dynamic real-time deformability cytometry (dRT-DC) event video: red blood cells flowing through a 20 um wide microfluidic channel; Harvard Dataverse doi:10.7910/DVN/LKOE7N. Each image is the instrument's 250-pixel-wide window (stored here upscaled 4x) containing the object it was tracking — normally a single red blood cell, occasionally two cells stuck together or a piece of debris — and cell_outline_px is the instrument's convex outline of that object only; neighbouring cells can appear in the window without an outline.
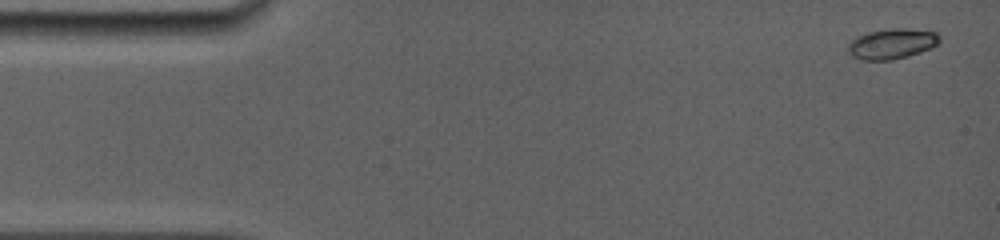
{"species": "common noctule bat (a hibernating species)", "species_latin": "Nyctalus noctula", "temperature_condition": "room temperature", "stored_images_in_passage": 33, "camera_frame_rate_fps": 5000, "um_per_image_px": 0.085, "animal": {"sex": "female", "body_mass_g": 19.0, "forearm_length_mm": 56.7}, "frame": {"image": 1, "passage_image": 1, "time_ms": 0.0, "image_size_px": [1000, 240], "cell_outline_px": [[940, 40], [932, 48], [908, 56], [892, 60], [860, 60], [852, 56], [848, 52], [848, 44], [856, 36], [868, 32], [888, 28], [904, 28], [936, 32], [940, 36]], "centroid_in_image_um": [75.79, 3.72], "position_along_channel_um": 9.2, "area_um2": 16.3}}
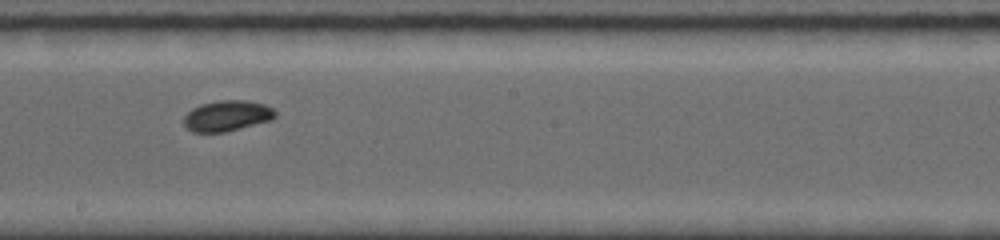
{"frame": {"image": 2, "passage_image": 19, "time_ms": 8.6, "image_size_px": [1000, 240], "cell_outline_px": [[276, 116], [272, 120], [228, 132], [192, 132], [184, 124], [184, 116], [192, 108], [200, 104], [220, 100], [248, 100], [264, 104], [272, 108], [276, 112]], "centroid_in_image_um": [19.32, 9.84], "position_along_channel_um": 228.9, "area_um2": 16.53}}
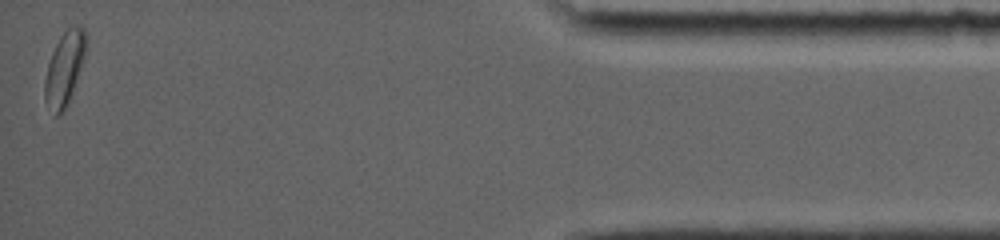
{"frame": {"image": 3, "passage_image": 33, "time_ms": 15.4, "image_size_px": [1000, 240], "cell_outline_px": [[88, 40], [84, 56], [68, 100], [64, 108], [56, 116], [52, 116], [44, 100], [44, 80], [48, 64], [52, 52], [60, 36], [72, 24], [80, 24], [84, 28], [88, 36]], "centroid_in_image_um": [5.47, 5.75], "position_along_channel_um": 429.7, "area_um2": 17.51}, "authors_computed_cell_mechanics": {"area_um2": 16.184, "velocity_mm_per_s": 3.918, "shape_relaxation_time_tau1_ms": 2.5455, "shape_relaxation_time_tau2_ms": null, "deformation_change_tau1": 0.1038, "deformation_change_tau2": null}}